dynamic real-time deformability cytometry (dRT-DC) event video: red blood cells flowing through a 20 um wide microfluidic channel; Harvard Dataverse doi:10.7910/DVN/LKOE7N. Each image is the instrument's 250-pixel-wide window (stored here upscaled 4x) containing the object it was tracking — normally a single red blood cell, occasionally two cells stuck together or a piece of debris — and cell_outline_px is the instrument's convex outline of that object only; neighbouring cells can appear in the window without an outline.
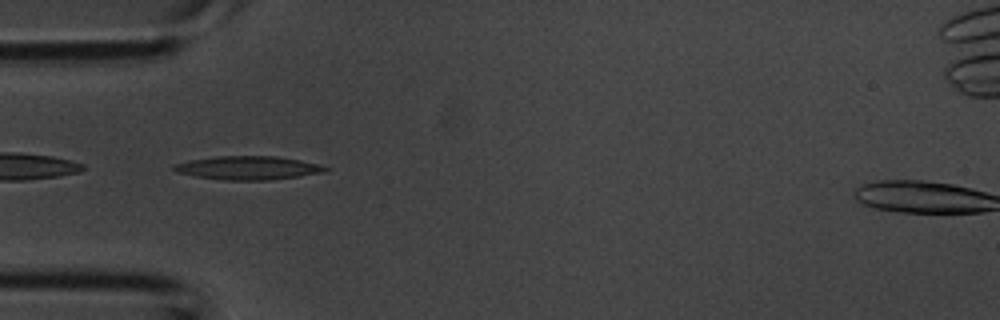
{"species": "common noctule bat (a hibernating species)", "species_latin": "Nyctalus noctula", "temperature_condition": "room temperature", "stored_images_in_passage": 1, "camera_frame_rate_fps": 3000, "um_per_image_px": 0.085, "animal": {"sex": "male", "body_mass_g": 20.1, "forearm_length_mm": 53.5}, "frame": {"image": 1, "passage_image": 1, "time_ms": 0.0, "image_size_px": [1000, 320], "cell_outline_px": [[332, 168], [324, 172], [300, 176], [268, 180], [224, 180], [196, 176], [176, 172], [172, 168], [172, 164], [188, 160], [216, 156], [276, 156], [300, 160], [320, 164]], "centroid_in_image_um": [21.09, 14.26], "position_along_channel_um": 63.9, "area_um2": 20.92}}